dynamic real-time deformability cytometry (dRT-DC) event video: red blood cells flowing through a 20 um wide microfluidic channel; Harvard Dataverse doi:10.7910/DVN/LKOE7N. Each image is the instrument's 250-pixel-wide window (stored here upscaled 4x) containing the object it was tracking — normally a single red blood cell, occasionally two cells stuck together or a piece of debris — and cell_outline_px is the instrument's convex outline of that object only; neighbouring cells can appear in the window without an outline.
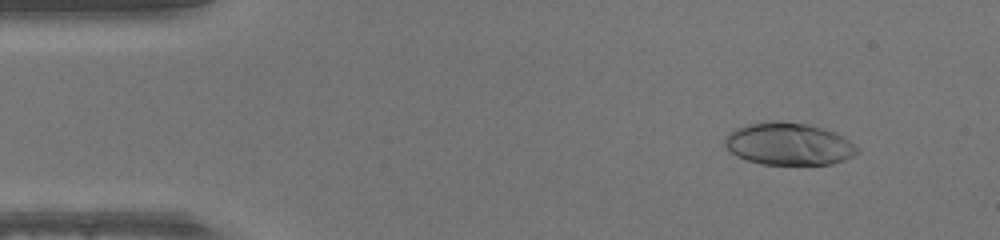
{"species": "human", "species_latin": "Homo sapiens", "temperature_condition": "warm", "stored_images_in_passage": 49, "camera_frame_rate_fps": 3000, "um_per_image_px": 0.085, "donor": {"sex": "male"}, "frame": {"image": 1, "passage_image": 5, "time_ms": 1.333, "image_size_px": [1000, 240], "cell_outline_px": [[860, 152], [844, 160], [832, 164], [760, 164], [736, 156], [724, 144], [724, 140], [728, 132], [736, 128], [748, 124], [772, 120], [808, 124], [832, 132], [848, 140], [860, 148]], "centroid_in_image_um": [67.02, 12.24], "position_along_channel_um": 18.0, "area_um2": 32.48}}
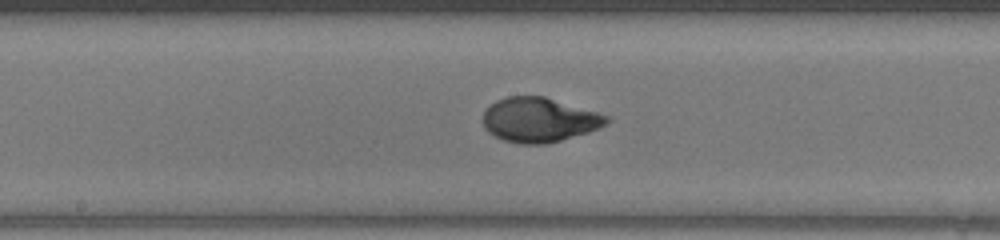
{"frame": {"image": 2, "passage_image": 25, "time_ms": 8.0, "image_size_px": [1000, 240], "cell_outline_px": [[612, 120], [588, 132], [548, 144], [520, 144], [504, 140], [488, 132], [484, 128], [480, 120], [484, 112], [496, 100], [508, 96], [544, 96], [596, 112], [608, 116]], "centroid_in_image_um": [45.78, 10.19], "position_along_channel_um": 202.4, "area_um2": 31.96}}
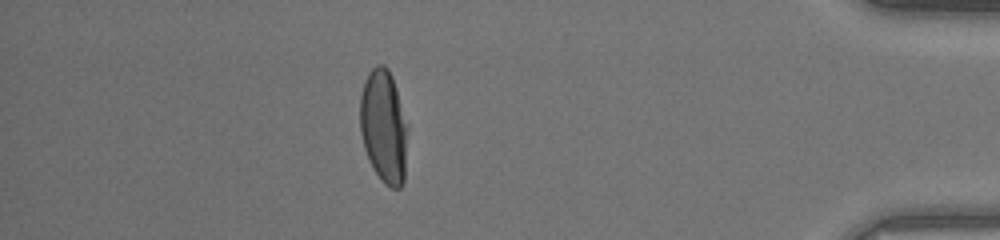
{"frame": {"image": 3, "passage_image": 43, "time_ms": 14.0, "image_size_px": [1000, 240], "cell_outline_px": [[408, 128], [404, 180], [400, 188], [392, 188], [384, 184], [380, 180], [372, 168], [368, 160], [364, 148], [360, 132], [360, 96], [364, 80], [368, 72], [376, 64], [384, 64], [388, 68], [392, 76], [408, 124]], "centroid_in_image_um": [32.61, 10.75], "position_along_channel_um": 402.6, "area_um2": 32.02}}